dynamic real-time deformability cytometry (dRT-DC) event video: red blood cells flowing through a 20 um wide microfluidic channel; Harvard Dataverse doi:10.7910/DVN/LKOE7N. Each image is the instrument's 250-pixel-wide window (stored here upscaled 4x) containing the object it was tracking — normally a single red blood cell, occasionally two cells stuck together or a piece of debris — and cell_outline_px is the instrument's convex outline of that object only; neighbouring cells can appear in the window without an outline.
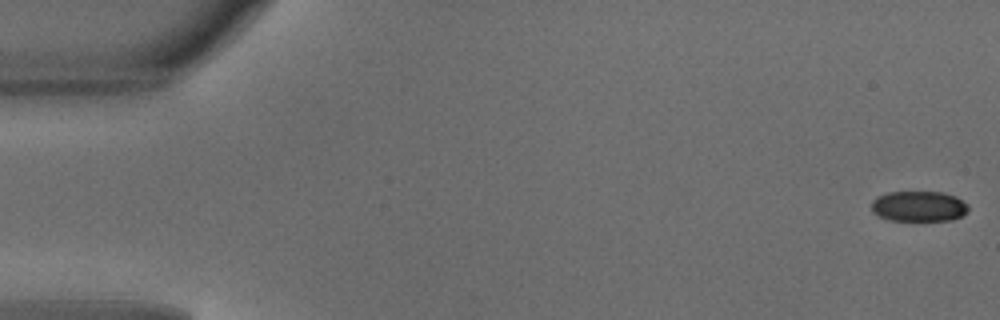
{"species": "common noctule bat (a hibernating species)", "species_latin": "Nyctalus noctula", "temperature_condition": "warm", "stored_images_in_passage": 49, "camera_frame_rate_fps": 3000, "um_per_image_px": 0.085, "animal": {"sex": "male", "body_mass_g": 18.8}, "frame": {"image": 1, "passage_image": 1, "time_ms": 0.0, "image_size_px": [1000, 320], "cell_outline_px": [[968, 212], [952, 220], [888, 220], [872, 212], [872, 200], [876, 196], [888, 192], [944, 192], [956, 196], [968, 204]], "centroid_in_image_um": [78.1, 17.52], "position_along_channel_um": 6.9, "area_um2": 17.28}}
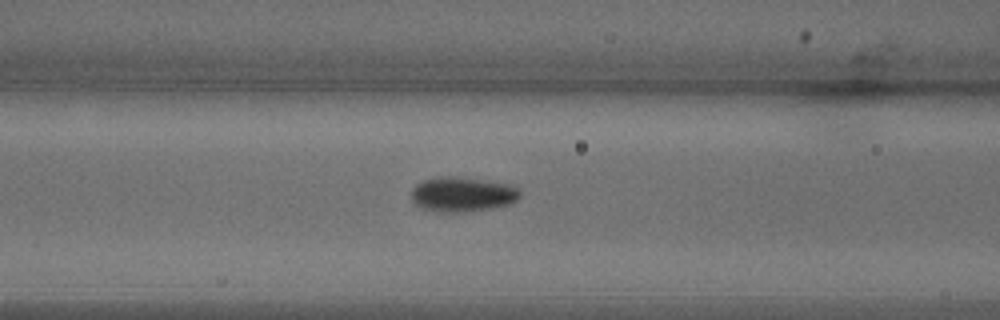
{"frame": {"image": 2, "passage_image": 20, "time_ms": 6.333, "image_size_px": [1000, 320], "cell_outline_px": [[520, 196], [512, 204], [492, 208], [464, 212], [440, 212], [420, 208], [412, 200], [412, 188], [416, 184], [424, 180], [440, 176], [448, 176], [508, 184], [516, 188], [520, 192]], "centroid_in_image_um": [39.28, 16.54], "position_along_channel_um": 127.3, "area_um2": 21.79}}
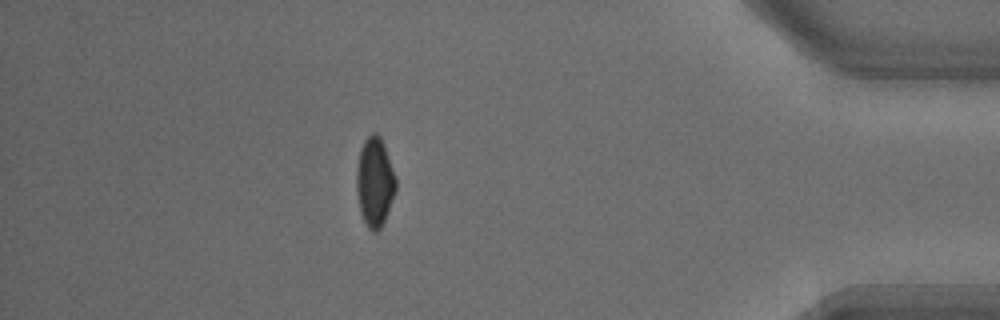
{"frame": {"image": 3, "passage_image": 43, "time_ms": 14.0, "image_size_px": [1000, 320], "cell_outline_px": [[396, 192], [384, 220], [380, 228], [376, 232], [372, 232], [368, 228], [360, 212], [356, 188], [356, 172], [360, 148], [364, 140], [372, 132], [376, 132], [380, 136], [384, 144], [396, 180]], "centroid_in_image_um": [31.84, 15.46], "position_along_channel_um": 403.4, "area_um2": 20.4}, "authors_computed_cell_mechanics": {"area_um2": 20.4034, "velocity_mm_per_s": 4.1656, "shape_relaxation_time_tau1_ms": 3.8483, "shape_relaxation_time_tau2_ms": null, "deformation_change_tau1": 0.1221, "deformation_change_tau2": null}}